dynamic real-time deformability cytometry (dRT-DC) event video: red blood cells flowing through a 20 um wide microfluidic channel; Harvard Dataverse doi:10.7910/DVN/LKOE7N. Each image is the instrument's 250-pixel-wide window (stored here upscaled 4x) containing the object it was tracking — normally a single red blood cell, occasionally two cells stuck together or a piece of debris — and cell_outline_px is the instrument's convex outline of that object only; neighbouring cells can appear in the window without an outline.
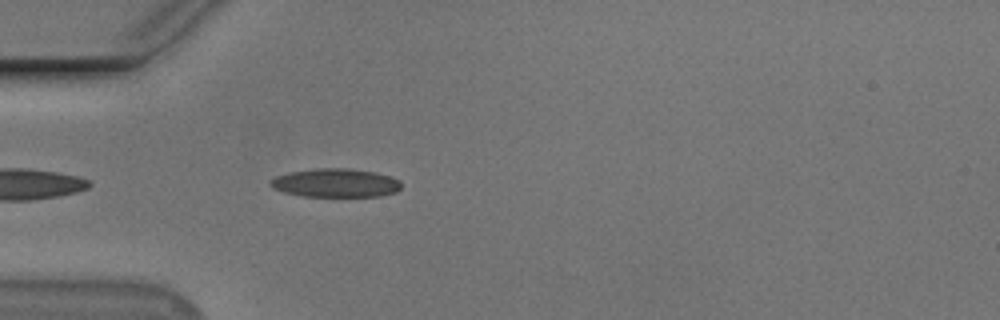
{"species": "Egyptian fruit bat (a non-hibernating species)", "species_latin": "Rousettus aegyptiacus", "temperature_condition": "cold", "stored_images_in_passage": 41, "camera_frame_rate_fps": 3000, "um_per_image_px": 0.085, "animal": {"sex": "male"}, "frame": {"image": 1, "passage_image": 3, "time_ms": 0.667, "image_size_px": [1000, 320], "cell_outline_px": [[400, 188], [396, 192], [380, 196], [304, 196], [284, 192], [268, 184], [268, 180], [276, 176], [292, 172], [316, 168], [348, 168], [376, 172], [400, 180]], "centroid_in_image_um": [28.53, 15.54], "position_along_channel_um": 56.5, "area_um2": 21.68}}
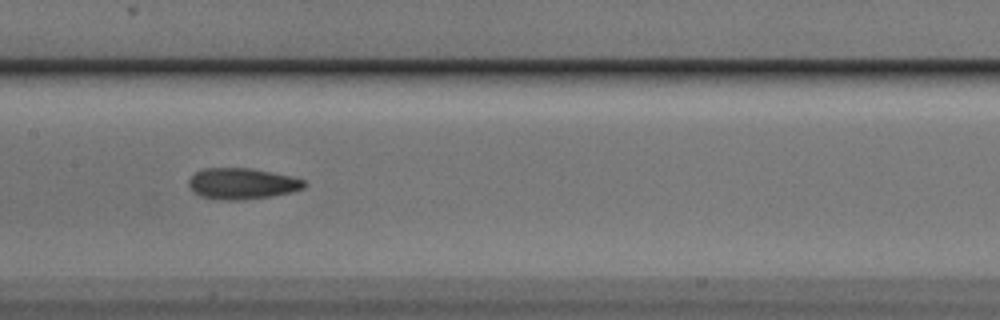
{"frame": {"image": 2, "passage_image": 14, "time_ms": 4.333, "image_size_px": [1000, 320], "cell_outline_px": [[304, 188], [292, 192], [272, 196], [232, 200], [224, 200], [200, 196], [192, 192], [188, 184], [188, 180], [196, 172], [204, 168], [248, 168], [288, 176], [304, 180]], "centroid_in_image_um": [20.52, 15.61], "position_along_channel_um": 186.9, "area_um2": 20.58}}
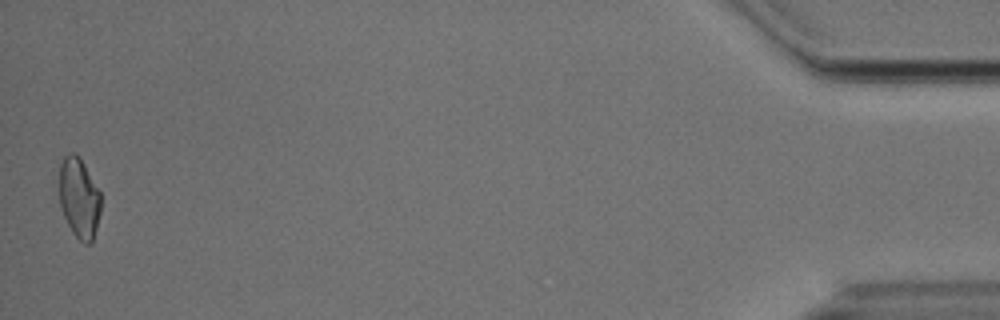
{"frame": {"image": 3, "passage_image": 41, "time_ms": 13.333, "image_size_px": [1000, 320], "cell_outline_px": [[100, 212], [92, 244], [84, 244], [72, 232], [60, 208], [60, 164], [64, 156], [68, 152], [76, 152], [80, 156], [100, 192]], "centroid_in_image_um": [6.72, 16.81], "position_along_channel_um": 428.5, "area_um2": 19.54}, "authors_computed_cell_mechanics": {"area_um2": 20.4034, "velocity_mm_per_s": 3.727, "shape_relaxation_time_tau1_ms": 5.2902, "shape_relaxation_time_tau2_ms": 3.3067, "deformation_change_tau1": 0.13, "deformation_change_tau2": 0.0946}}